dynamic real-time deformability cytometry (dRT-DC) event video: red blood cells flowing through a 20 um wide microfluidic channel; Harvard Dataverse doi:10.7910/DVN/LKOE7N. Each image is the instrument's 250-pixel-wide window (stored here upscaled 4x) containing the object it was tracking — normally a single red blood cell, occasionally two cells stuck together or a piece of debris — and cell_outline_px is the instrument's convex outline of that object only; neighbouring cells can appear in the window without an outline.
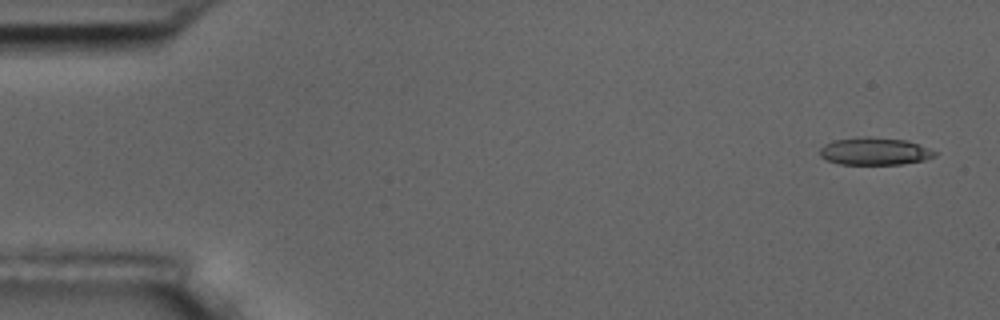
{"species": "common noctule bat (a hibernating species)", "species_latin": "Nyctalus noctula", "temperature_condition": "room temperature", "stored_images_in_passage": 4, "camera_frame_rate_fps": 3000, "um_per_image_px": 0.085, "animal": {"sex": "male", "body_mass_g": 17.5, "forearm_length_mm": 52.3}, "frame": {"image": 1, "passage_image": 1, "time_ms": 0.0, "image_size_px": [1000, 320], "cell_outline_px": [[936, 156], [924, 160], [900, 164], [840, 164], [828, 160], [820, 156], [820, 148], [824, 144], [836, 140], [864, 136], [868, 136], [908, 140], [920, 144], [936, 152]], "centroid_in_image_um": [74.36, 12.85], "position_along_channel_um": 10.6, "area_um2": 18.38}}
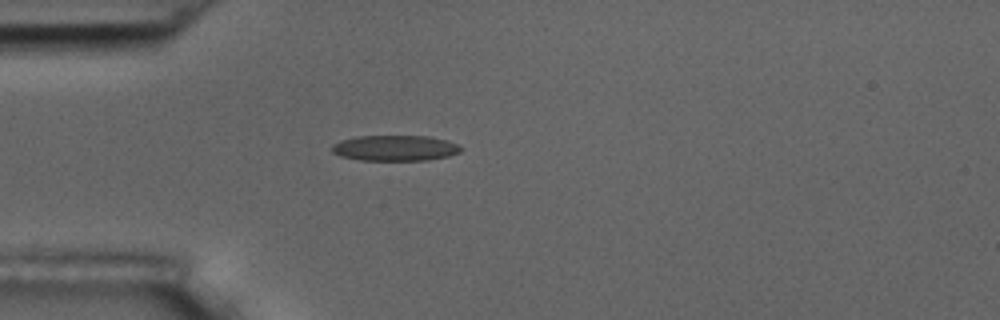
{"frame": {"image": 2, "passage_image": 4, "time_ms": 4.333, "image_size_px": [1000, 320], "cell_outline_px": [[464, 148], [460, 152], [448, 156], [428, 160], [360, 160], [340, 156], [332, 152], [332, 144], [340, 140], [360, 136], [428, 136], [444, 140], [456, 144]], "centroid_in_image_um": [33.56, 12.59], "position_along_channel_um": 51.4, "area_um2": 19.19}}